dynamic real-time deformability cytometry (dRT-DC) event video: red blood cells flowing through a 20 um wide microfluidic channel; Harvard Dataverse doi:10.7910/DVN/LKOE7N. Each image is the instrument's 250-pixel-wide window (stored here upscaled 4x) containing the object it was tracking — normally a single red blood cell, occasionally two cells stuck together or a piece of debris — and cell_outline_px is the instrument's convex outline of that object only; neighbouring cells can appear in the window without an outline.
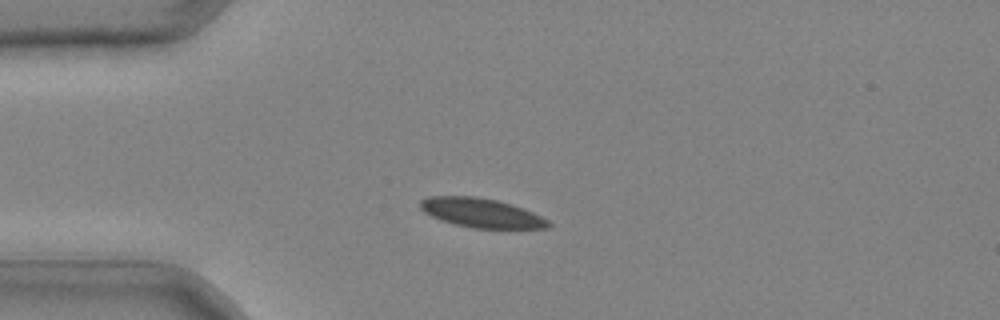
{"species": "common noctule bat (a hibernating species)", "species_latin": "Nyctalus noctula", "temperature_condition": "cold", "stored_images_in_passage": 32, "camera_frame_rate_fps": 3000, "um_per_image_px": 0.085, "animal": {"sex": "male", "body_mass_g": 20.4}, "frame": {"image": 1, "passage_image": 1, "time_ms": 0.0, "image_size_px": [1000, 320], "cell_outline_px": [[552, 224], [548, 228], [472, 228], [456, 224], [432, 216], [424, 212], [420, 208], [420, 200], [428, 196], [476, 196], [496, 200], [512, 204], [524, 208], [548, 220]], "centroid_in_image_um": [40.92, 18.08], "position_along_channel_um": 44.1, "area_um2": 21.68}}
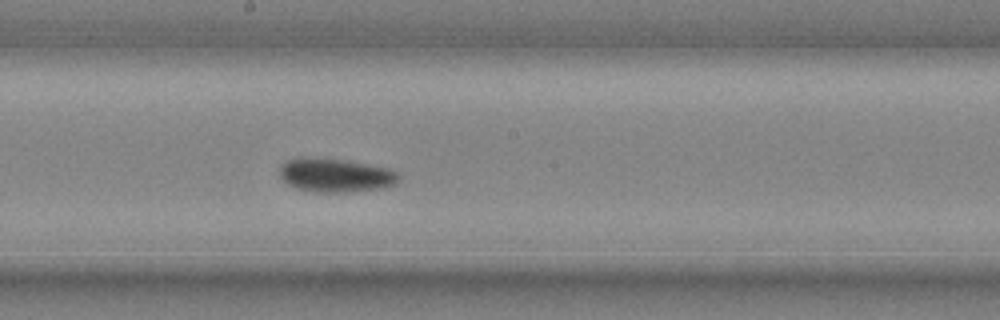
{"frame": {"image": 2, "passage_image": 14, "time_ms": 4.333, "image_size_px": [1000, 320], "cell_outline_px": [[400, 180], [396, 184], [380, 188], [344, 192], [312, 192], [296, 188], [288, 184], [280, 176], [280, 168], [288, 160], [300, 156], [344, 160], [392, 168], [400, 176]], "centroid_in_image_um": [28.54, 14.89], "position_along_channel_um": 219.7, "area_um2": 23.47}}
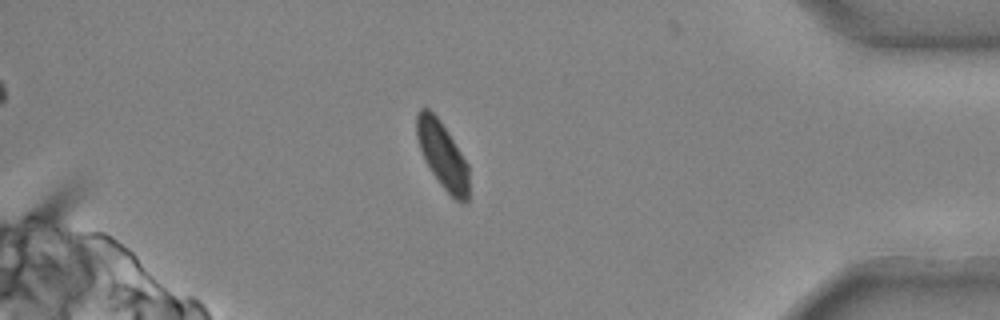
{"frame": {"image": 3, "passage_image": 28, "time_ms": 9.0, "image_size_px": [1000, 320], "cell_outline_px": [[468, 200], [456, 200], [440, 184], [424, 160], [416, 136], [416, 112], [420, 108], [428, 108], [440, 120], [468, 164]], "centroid_in_image_um": [37.58, 13.13], "position_along_channel_um": 397.6, "area_um2": 19.94}}